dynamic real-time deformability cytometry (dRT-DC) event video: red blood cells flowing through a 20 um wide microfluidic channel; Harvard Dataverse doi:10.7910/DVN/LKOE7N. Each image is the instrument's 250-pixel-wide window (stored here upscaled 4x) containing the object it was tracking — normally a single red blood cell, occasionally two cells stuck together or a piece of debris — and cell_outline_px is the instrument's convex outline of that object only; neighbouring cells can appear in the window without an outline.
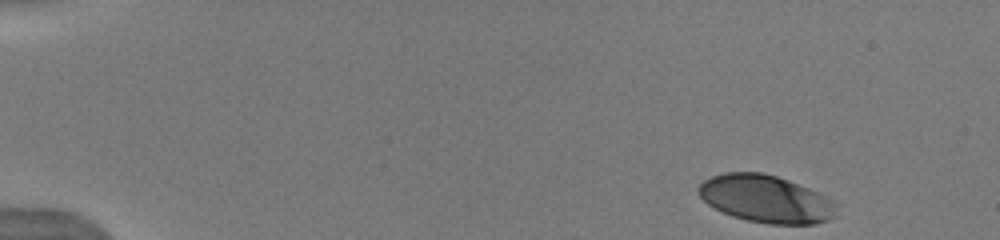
{"species": "human", "species_latin": "Homo sapiens", "temperature_condition": "warm", "stored_images_in_passage": 74, "camera_frame_rate_fps": 3000, "um_per_image_px": 0.085, "donor": {"sex": "male"}, "frame": {"image": 1, "passage_image": 1, "time_ms": 0.0, "image_size_px": [1000, 240], "cell_outline_px": [[836, 216], [828, 220], [816, 224], [768, 224], [748, 220], [732, 216], [708, 204], [700, 196], [696, 188], [704, 180], [712, 176], [724, 172], [764, 172], [788, 180], [808, 188], [832, 200], [836, 204]], "centroid_in_image_um": [65.09, 16.9], "position_along_channel_um": 19.9, "area_um2": 38.03}}
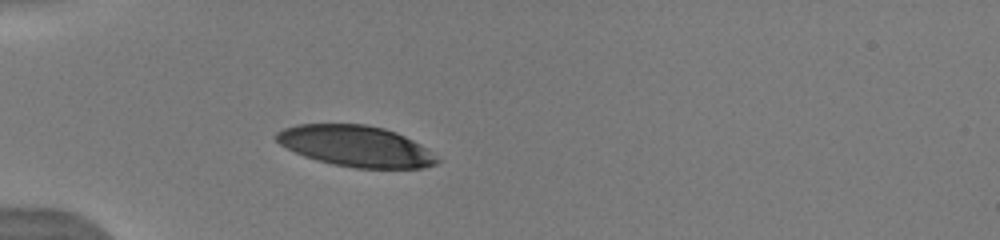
{"frame": {"image": 2, "passage_image": 16, "time_ms": 3.667, "image_size_px": [1000, 240], "cell_outline_px": [[440, 160], [436, 164], [424, 168], [356, 168], [332, 164], [316, 160], [304, 156], [280, 144], [276, 140], [276, 132], [284, 128], [296, 124], [364, 124], [384, 128], [396, 132], [420, 144], [436, 156]], "centroid_in_image_um": [30.24, 12.42], "position_along_channel_um": 54.8, "area_um2": 38.26}}
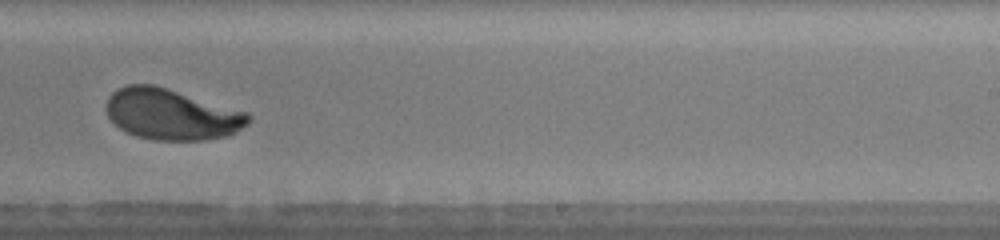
{"frame": {"image": 3, "passage_image": 43, "time_ms": 9.667, "image_size_px": [1000, 240], "cell_outline_px": [[252, 120], [248, 124], [236, 132], [228, 136], [204, 140], [152, 140], [136, 136], [124, 132], [108, 116], [104, 108], [108, 96], [116, 88], [128, 84], [152, 84], [248, 112], [252, 116]], "centroid_in_image_um": [14.57, 9.72], "position_along_channel_um": 274.4, "area_um2": 42.48}, "authors_computed_cell_mechanics": {"area_um2": 42.2518, "velocity_mm_per_s": 3.9528, "shape_relaxation_time_tau1_ms": 2.6232, "shape_relaxation_time_tau2_ms": null, "deformation_change_tau1": 0.1548, "deformation_change_tau2": null}}